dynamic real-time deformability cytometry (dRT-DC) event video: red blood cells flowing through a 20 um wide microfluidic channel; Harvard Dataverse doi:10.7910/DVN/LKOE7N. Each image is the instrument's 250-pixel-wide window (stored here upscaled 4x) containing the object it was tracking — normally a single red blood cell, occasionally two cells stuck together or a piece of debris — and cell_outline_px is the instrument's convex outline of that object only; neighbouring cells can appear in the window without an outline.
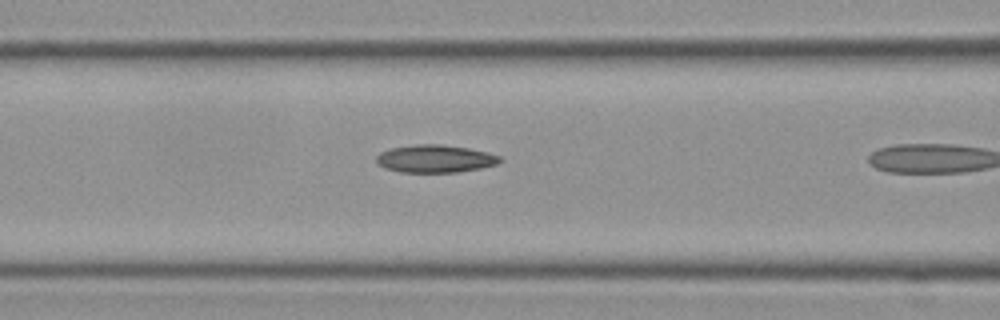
{"species": "Egyptian fruit bat (a non-hibernating species)", "species_latin": "Rousettus aegyptiacus", "temperature_condition": "cold", "stored_images_in_passage": 10, "camera_frame_rate_fps": 3000, "um_per_image_px": 0.085, "frame": {"image": 1, "passage_image": 9, "time_ms": 2.667, "image_size_px": [1000, 320], "cell_outline_px": [[500, 160], [496, 164], [480, 168], [456, 172], [404, 172], [384, 168], [376, 160], [376, 156], [380, 152], [392, 148], [416, 144], [440, 144], [468, 148], [488, 152], [500, 156]], "centroid_in_image_um": [36.98, 13.48], "position_along_channel_um": 129.6, "area_um2": 19.71}}